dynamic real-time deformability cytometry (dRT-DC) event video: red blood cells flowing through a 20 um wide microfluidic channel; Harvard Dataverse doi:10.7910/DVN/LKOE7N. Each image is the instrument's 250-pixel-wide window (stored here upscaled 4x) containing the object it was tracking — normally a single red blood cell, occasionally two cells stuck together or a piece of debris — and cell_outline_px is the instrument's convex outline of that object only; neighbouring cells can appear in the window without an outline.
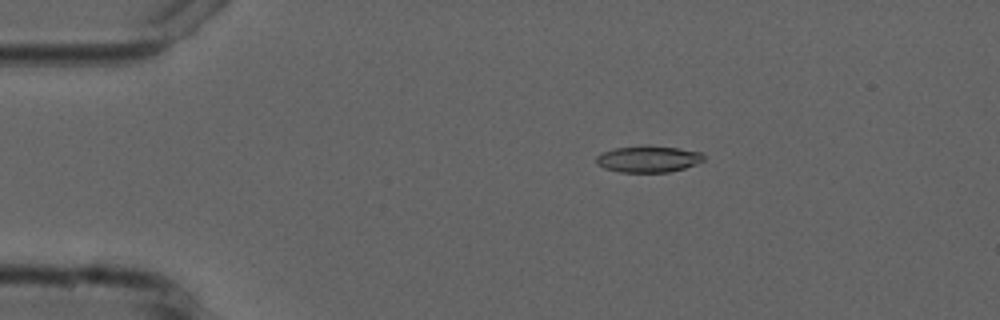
{"species": "common noctule bat (a hibernating species)", "species_latin": "Nyctalus noctula", "temperature_condition": "cold", "stored_images_in_passage": 4, "camera_frame_rate_fps": 3000, "um_per_image_px": 0.085, "animal": {"sex": "male", "forearm_length_mm": 52.5}, "frame": {"image": 1, "passage_image": 2, "time_ms": 1.333, "image_size_px": [1000, 320], "cell_outline_px": [[704, 160], [696, 164], [684, 168], [668, 172], [620, 172], [604, 168], [596, 164], [596, 156], [600, 152], [616, 148], [644, 144], [648, 144], [680, 148], [700, 152], [704, 156]], "centroid_in_image_um": [55.08, 13.49], "position_along_channel_um": 29.9, "area_um2": 16.94}}
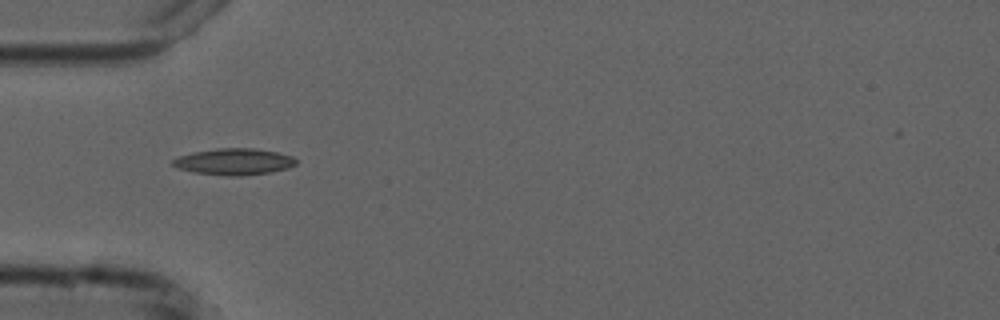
{"frame": {"image": 2, "passage_image": 4, "time_ms": 3.667, "image_size_px": [1000, 320], "cell_outline_px": [[296, 164], [288, 168], [272, 172], [244, 176], [224, 176], [192, 172], [176, 168], [172, 164], [172, 160], [180, 156], [192, 152], [216, 148], [252, 148], [276, 152], [292, 156], [296, 160]], "centroid_in_image_um": [19.87, 13.75], "position_along_channel_um": 65.1, "area_um2": 19.19}}